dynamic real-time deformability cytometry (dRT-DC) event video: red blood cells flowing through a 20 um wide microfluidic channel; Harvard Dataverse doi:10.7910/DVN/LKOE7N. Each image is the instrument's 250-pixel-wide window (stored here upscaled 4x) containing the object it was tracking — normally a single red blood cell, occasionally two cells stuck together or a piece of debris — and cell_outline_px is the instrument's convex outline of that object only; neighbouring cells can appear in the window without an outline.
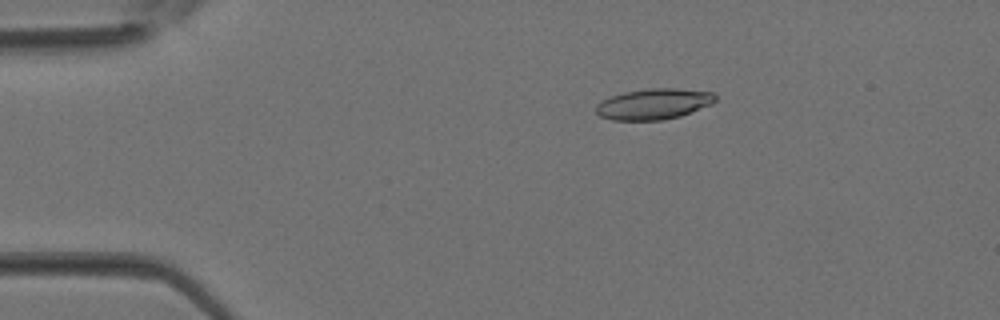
{"species": "Egyptian fruit bat (a non-hibernating species)", "species_latin": "Rousettus aegyptiacus", "temperature_condition": "room temperature", "stored_images_in_passage": 3, "camera_frame_rate_fps": 3000, "um_per_image_px": 0.085, "animal": {"sex": "female"}, "frame": {"image": 1, "passage_image": 2, "time_ms": 0.333, "image_size_px": [1000, 320], "cell_outline_px": [[716, 100], [712, 104], [680, 116], [664, 120], [612, 120], [600, 116], [596, 112], [596, 104], [612, 96], [624, 92], [648, 88], [676, 88], [712, 92], [716, 96]], "centroid_in_image_um": [55.58, 8.84], "position_along_channel_um": 29.4, "area_um2": 21.39}}